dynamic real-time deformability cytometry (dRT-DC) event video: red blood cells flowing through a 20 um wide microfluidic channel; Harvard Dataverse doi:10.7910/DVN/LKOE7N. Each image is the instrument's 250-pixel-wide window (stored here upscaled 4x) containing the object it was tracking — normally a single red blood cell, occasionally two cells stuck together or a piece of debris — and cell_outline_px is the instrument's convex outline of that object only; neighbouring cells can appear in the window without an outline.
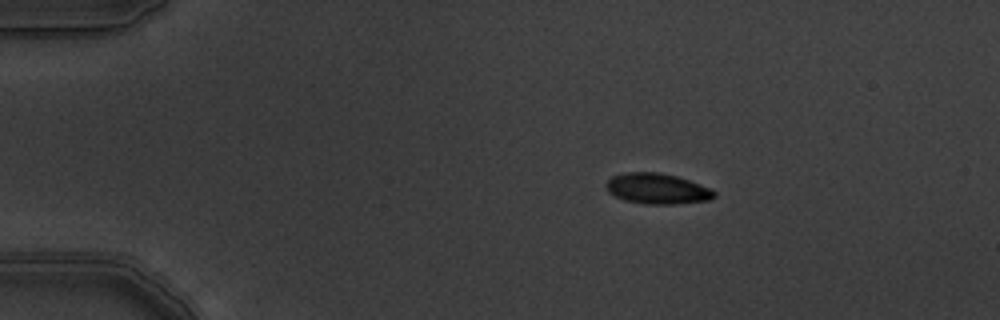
{"species": "common noctule bat (a hibernating species)", "species_latin": "Nyctalus noctula", "temperature_condition": "warm", "stored_images_in_passage": 3, "camera_frame_rate_fps": 3000, "um_per_image_px": 0.085, "animal": {"sex": "male", "body_mass_g": 19.5, "forearm_length_mm": 54.6}, "frame": {"image": 1, "passage_image": 1, "time_ms": 0.0, "image_size_px": [1000, 320], "cell_outline_px": [[716, 196], [708, 200], [676, 204], [644, 204], [624, 200], [608, 192], [604, 184], [612, 176], [624, 172], [660, 172], [676, 176], [688, 180], [708, 188], [716, 192]], "centroid_in_image_um": [55.82, 16.03], "position_along_channel_um": 29.2, "area_um2": 19.25}}